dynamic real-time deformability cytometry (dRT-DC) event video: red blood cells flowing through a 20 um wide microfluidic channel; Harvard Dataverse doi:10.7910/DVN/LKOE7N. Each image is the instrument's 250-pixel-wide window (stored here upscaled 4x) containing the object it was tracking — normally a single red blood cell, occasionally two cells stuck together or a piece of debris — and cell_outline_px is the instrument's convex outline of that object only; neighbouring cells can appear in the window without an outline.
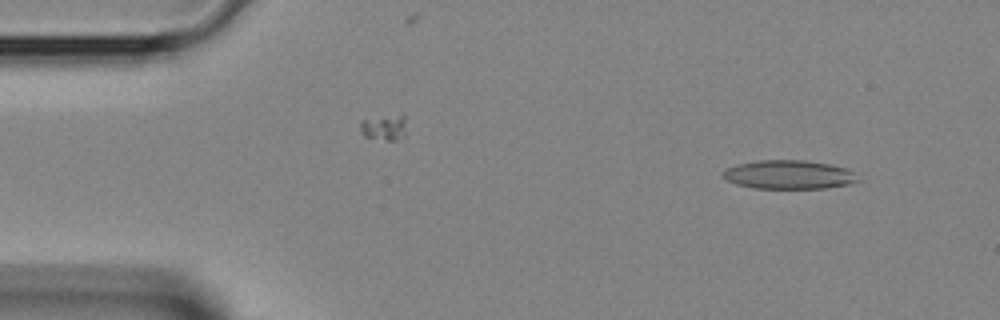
{"species": "Egyptian fruit bat (a non-hibernating species)", "species_latin": "Rousettus aegyptiacus", "temperature_condition": "room temperature", "stored_images_in_passage": 3, "camera_frame_rate_fps": 3000, "um_per_image_px": 0.085, "animal": {"sex": "female"}, "frame": {"image": 1, "passage_image": 1, "time_ms": 0.0, "image_size_px": [1000, 320], "cell_outline_px": [[864, 180], [848, 184], [828, 188], [752, 188], [736, 184], [720, 176], [720, 172], [736, 164], [760, 160], [804, 160], [832, 164], [848, 168]], "centroid_in_image_um": [67.09, 14.84], "position_along_channel_um": 17.9, "area_um2": 23.0}}